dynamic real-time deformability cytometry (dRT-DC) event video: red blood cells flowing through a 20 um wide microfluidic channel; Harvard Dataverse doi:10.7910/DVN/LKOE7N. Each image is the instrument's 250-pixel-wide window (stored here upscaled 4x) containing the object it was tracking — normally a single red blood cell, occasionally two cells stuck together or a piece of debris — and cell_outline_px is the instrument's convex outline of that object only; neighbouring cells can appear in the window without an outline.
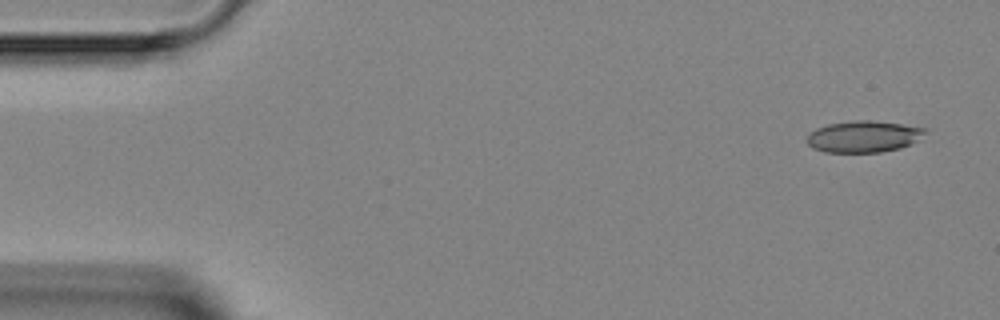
{"species": "Egyptian fruit bat (a non-hibernating species)", "species_latin": "Rousettus aegyptiacus", "temperature_condition": "room temperature", "stored_images_in_passage": 4, "camera_frame_rate_fps": 3000, "um_per_image_px": 0.085, "animal": {"sex": "female"}, "frame": {"image": 1, "passage_image": 1, "time_ms": 0.0, "image_size_px": [1000, 320], "cell_outline_px": [[928, 132], [916, 140], [900, 148], [880, 152], [824, 152], [812, 148], [804, 140], [816, 128], [828, 124], [856, 120], [872, 120], [928, 128]], "centroid_in_image_um": [73.39, 11.6], "position_along_channel_um": 11.6, "area_um2": 21.68}}
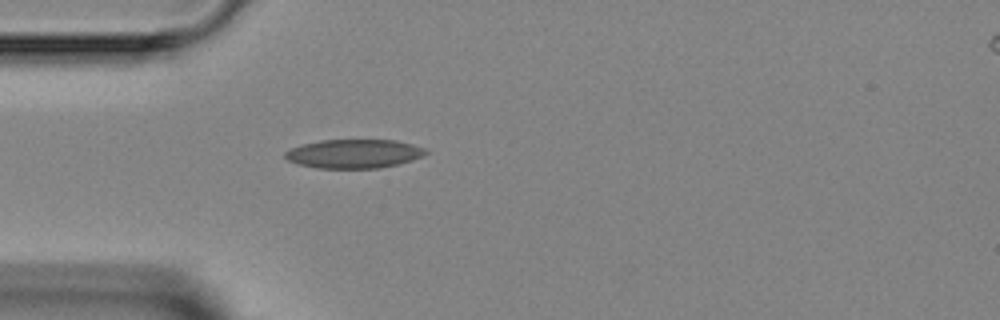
{"frame": {"image": 2, "passage_image": 4, "time_ms": 3.667, "image_size_px": [1000, 320], "cell_outline_px": [[428, 152], [424, 156], [412, 160], [380, 168], [316, 168], [300, 164], [288, 160], [284, 156], [284, 152], [292, 148], [304, 144], [320, 140], [396, 140], [412, 144], [424, 148]], "centroid_in_image_um": [30.1, 13.06], "position_along_channel_um": 54.9, "area_um2": 23.52}}